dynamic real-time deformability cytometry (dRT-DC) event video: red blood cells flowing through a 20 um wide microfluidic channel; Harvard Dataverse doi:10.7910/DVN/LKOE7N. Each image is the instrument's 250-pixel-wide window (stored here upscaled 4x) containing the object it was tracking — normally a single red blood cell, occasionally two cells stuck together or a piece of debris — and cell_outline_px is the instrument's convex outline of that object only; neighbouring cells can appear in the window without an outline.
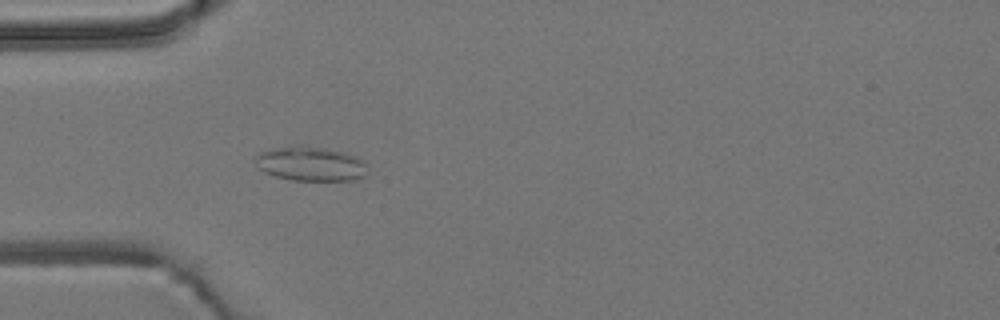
{"species": "common noctule bat (a hibernating species)", "species_latin": "Nyctalus noctula", "temperature_condition": "room temperature", "stored_images_in_passage": 38, "camera_frame_rate_fps": 3000, "um_per_image_px": 0.085, "animal": {"sex": "male", "body_mass_g": 19.2, "forearm_length_mm": 51.8}, "frame": {"image": 1, "passage_image": 1, "time_ms": 0.0, "image_size_px": [1000, 320], "cell_outline_px": [[368, 172], [364, 176], [352, 180], [292, 180], [276, 176], [264, 172], [260, 168], [256, 160], [256, 156], [260, 152], [292, 144], [300, 144], [344, 152], [356, 156], [364, 164]], "centroid_in_image_um": [26.4, 13.91], "position_along_channel_um": 58.6, "area_um2": 22.31}}
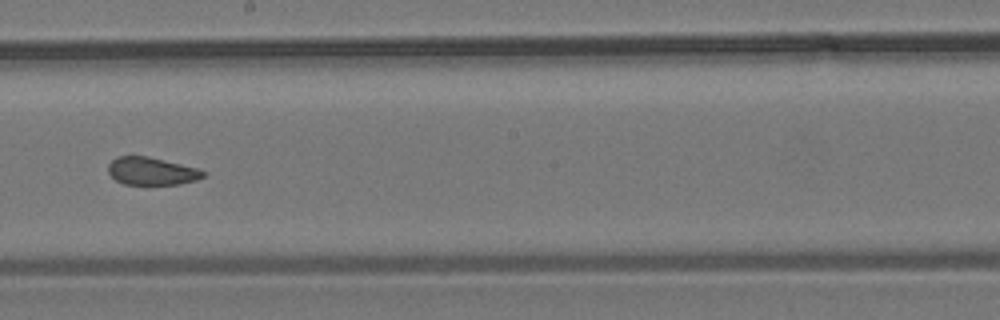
{"frame": {"image": 2, "passage_image": 15, "time_ms": 4.667, "image_size_px": [1000, 320], "cell_outline_px": [[208, 172], [204, 176], [196, 180], [180, 184], [124, 184], [116, 180], [108, 172], [108, 164], [116, 156], [148, 156], [196, 168]], "centroid_in_image_um": [12.88, 14.54], "position_along_channel_um": 235.3, "area_um2": 15.26}}
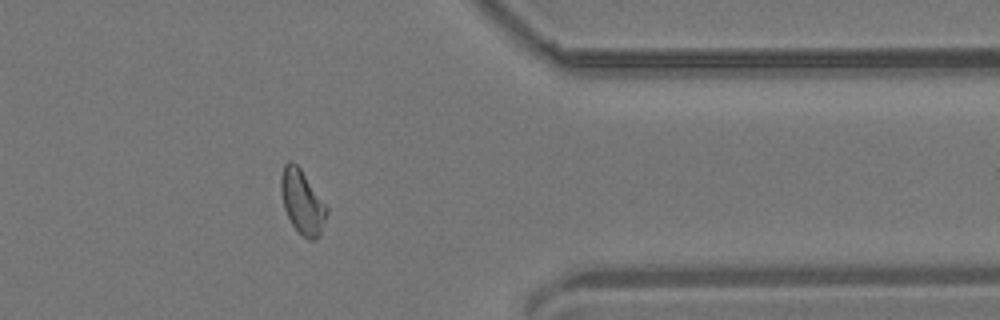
{"frame": {"image": 3, "passage_image": 28, "time_ms": 9.0, "image_size_px": [1000, 320], "cell_outline_px": [[328, 212], [320, 236], [316, 240], [308, 240], [292, 224], [284, 208], [280, 188], [280, 176], [284, 164], [288, 160], [296, 164], [300, 168], [328, 208]], "centroid_in_image_um": [25.69, 17.17], "position_along_channel_um": 385.7, "area_um2": 16.94}, "authors_computed_cell_mechanics": {"area_um2": 16.473, "velocity_mm_per_s": 3.8489, "shape_relaxation_time_tau1_ms": null, "shape_relaxation_time_tau2_ms": 1.8377, "deformation_change_tau1": null, "deformation_change_tau2": 0.0745}}